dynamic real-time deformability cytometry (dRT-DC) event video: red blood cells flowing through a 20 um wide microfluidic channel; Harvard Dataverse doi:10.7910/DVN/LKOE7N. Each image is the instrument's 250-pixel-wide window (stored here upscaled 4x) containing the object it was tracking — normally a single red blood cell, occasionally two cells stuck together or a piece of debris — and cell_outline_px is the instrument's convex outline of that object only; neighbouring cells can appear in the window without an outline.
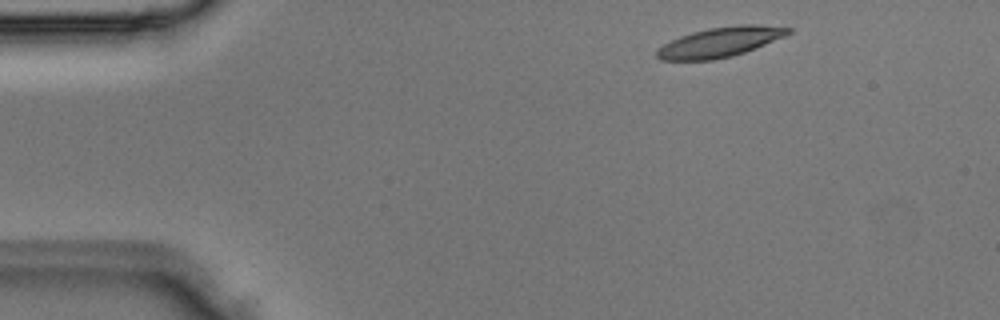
{"species": "Egyptian fruit bat (a non-hibernating species)", "species_latin": "Rousettus aegyptiacus", "temperature_condition": "room temperature", "stored_images_in_passage": 3, "camera_frame_rate_fps": 3000, "um_per_image_px": 0.085, "animal": {"sex": "male"}, "frame": {"image": 1, "passage_image": 1, "time_ms": 0.0, "image_size_px": [1000, 320], "cell_outline_px": [[792, 32], [784, 36], [744, 52], [732, 56], [712, 60], [660, 60], [656, 56], [656, 52], [664, 44], [680, 36], [692, 32], [708, 28], [740, 24], [756, 24], [792, 28]], "centroid_in_image_um": [61.2, 3.57], "position_along_channel_um": 23.8, "area_um2": 22.6}}